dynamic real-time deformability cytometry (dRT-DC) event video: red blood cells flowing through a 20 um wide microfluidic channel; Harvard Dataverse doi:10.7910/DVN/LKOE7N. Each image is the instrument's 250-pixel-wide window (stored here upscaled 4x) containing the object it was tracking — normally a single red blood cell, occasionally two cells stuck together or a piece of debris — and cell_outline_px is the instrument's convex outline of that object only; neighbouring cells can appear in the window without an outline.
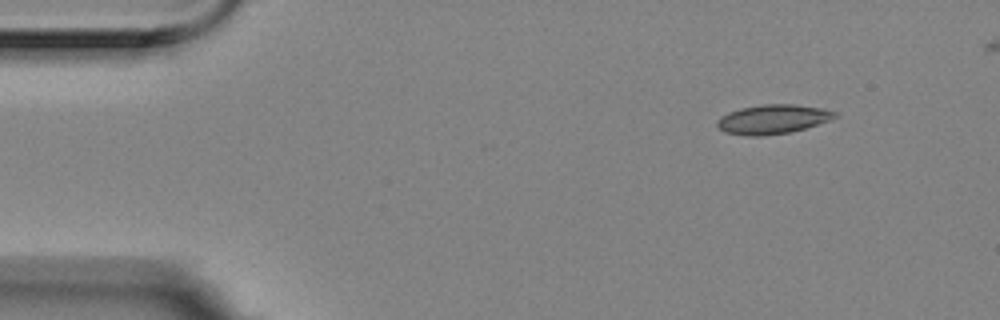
{"species": "Egyptian fruit bat (a non-hibernating species)", "species_latin": "Rousettus aegyptiacus", "temperature_condition": "room temperature", "stored_images_in_passage": 3, "segment_of_instrument_passage": [2, 2], "camera_frame_rate_fps": 3000, "um_per_image_px": 0.085, "animal": {"sex": "female"}, "frame": {"image": 1, "passage_image": 3, "time_ms": 0.667, "image_size_px": [1000, 320], "cell_outline_px": [[836, 116], [828, 120], [804, 128], [788, 132], [760, 136], [748, 136], [724, 132], [716, 124], [716, 120], [720, 116], [728, 112], [740, 108], [764, 104], [792, 104], [820, 108], [836, 112]], "centroid_in_image_um": [65.6, 10.13], "position_along_channel_um": 19.4, "area_um2": 19.77}}